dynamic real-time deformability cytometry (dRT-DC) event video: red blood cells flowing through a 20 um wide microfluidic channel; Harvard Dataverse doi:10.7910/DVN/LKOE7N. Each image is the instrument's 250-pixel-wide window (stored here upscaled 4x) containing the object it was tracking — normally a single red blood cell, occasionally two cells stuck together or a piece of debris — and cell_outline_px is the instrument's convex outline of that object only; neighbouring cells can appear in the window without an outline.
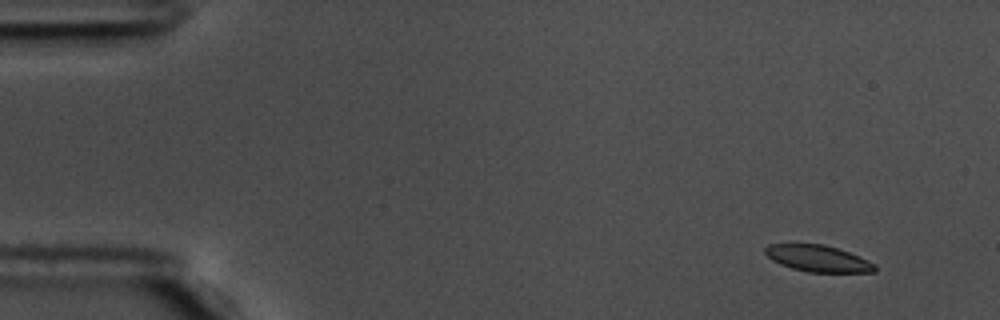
{"species": "common noctule bat (a hibernating species)", "species_latin": "Nyctalus noctula", "temperature_condition": "warm", "stored_images_in_passage": 54, "camera_frame_rate_fps": 3000, "um_per_image_px": 0.085, "animal": {"sex": "male", "body_mass_g": 17.5, "forearm_length_mm": 52.3}, "frame": {"image": 1, "passage_image": 2, "time_ms": 0.333, "image_size_px": [1000, 320], "cell_outline_px": [[876, 272], [808, 272], [792, 268], [780, 264], [772, 260], [764, 252], [764, 248], [768, 244], [824, 244], [860, 256], [876, 264]], "centroid_in_image_um": [69.53, 21.97], "position_along_channel_um": 15.5, "area_um2": 16.94}}
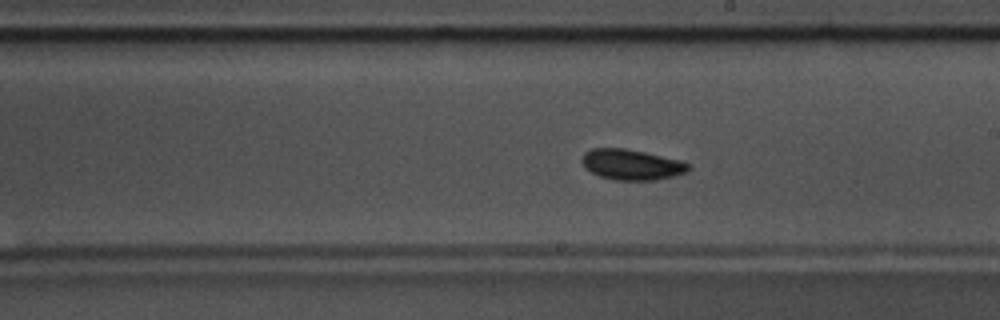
{"frame": {"image": 2, "passage_image": 30, "time_ms": 9.667, "image_size_px": [1000, 320], "cell_outline_px": [[688, 168], [684, 172], [672, 176], [656, 180], [612, 180], [600, 176], [584, 168], [580, 160], [584, 152], [592, 148], [624, 148], [644, 152], [680, 160], [688, 164]], "centroid_in_image_um": [53.6, 13.98], "position_along_channel_um": 235.4, "area_um2": 18.84}}
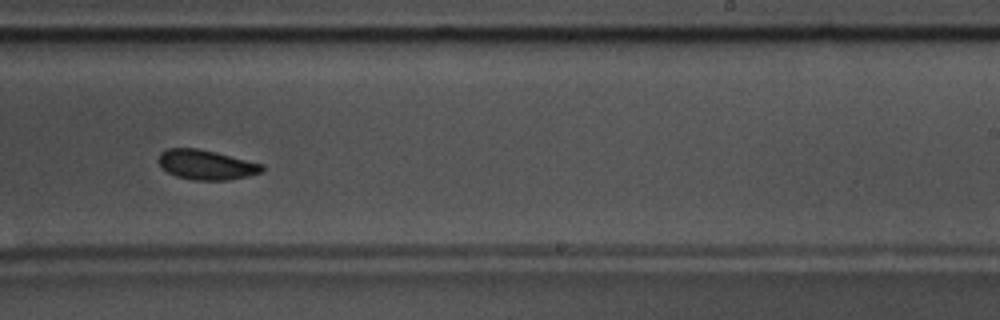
{"frame": {"image": 3, "passage_image": 33, "time_ms": 10.667, "image_size_px": [1000, 320], "cell_outline_px": [[264, 172], [248, 176], [228, 180], [192, 180], [176, 176], [168, 172], [156, 160], [160, 152], [168, 148], [196, 148], [216, 152], [264, 164]], "centroid_in_image_um": [17.54, 14.0], "position_along_channel_um": 271.5, "area_um2": 18.09}, "authors_computed_cell_mechanics": {"area_um2": 18.1492, "velocity_mm_per_s": 3.6083, "shape_relaxation_time_tau1_ms": 2.2641, "shape_relaxation_time_tau2_ms": 3.5112, "deformation_change_tau1": 0.0944, "deformation_change_tau2": 0.0734}}